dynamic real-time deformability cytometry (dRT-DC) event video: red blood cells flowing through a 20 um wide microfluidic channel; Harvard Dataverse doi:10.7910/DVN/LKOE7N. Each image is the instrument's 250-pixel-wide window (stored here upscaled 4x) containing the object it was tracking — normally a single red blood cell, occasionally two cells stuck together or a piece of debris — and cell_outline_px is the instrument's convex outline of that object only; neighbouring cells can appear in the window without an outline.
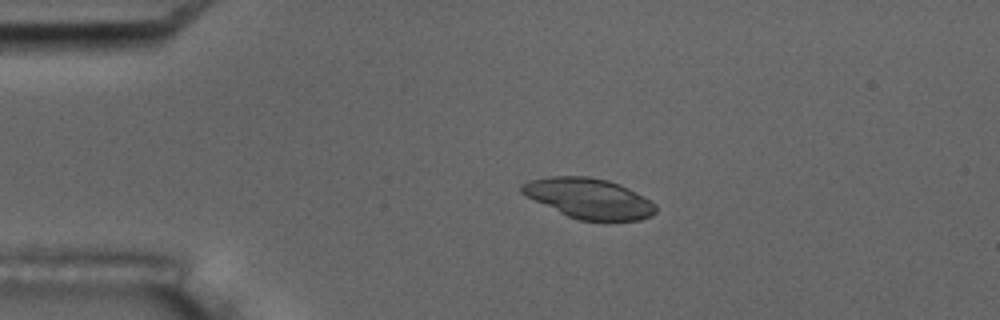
{"species": "common noctule bat (a hibernating species)", "species_latin": "Nyctalus noctula", "temperature_condition": "room temperature", "stored_images_in_passage": 4, "camera_frame_rate_fps": 3000, "um_per_image_px": 0.085, "animal": {"sex": "male", "body_mass_g": 17.5, "forearm_length_mm": 52.3}, "frame": {"image": 1, "passage_image": 3, "time_ms": 3.333, "image_size_px": [1000, 320], "cell_outline_px": [[656, 212], [652, 216], [640, 220], [608, 224], [580, 220], [568, 216], [520, 192], [520, 184], [528, 180], [548, 176], [588, 176], [608, 180], [620, 184], [644, 196], [656, 204]], "centroid_in_image_um": [50.13, 16.9], "position_along_channel_um": 34.9, "area_um2": 32.08}}